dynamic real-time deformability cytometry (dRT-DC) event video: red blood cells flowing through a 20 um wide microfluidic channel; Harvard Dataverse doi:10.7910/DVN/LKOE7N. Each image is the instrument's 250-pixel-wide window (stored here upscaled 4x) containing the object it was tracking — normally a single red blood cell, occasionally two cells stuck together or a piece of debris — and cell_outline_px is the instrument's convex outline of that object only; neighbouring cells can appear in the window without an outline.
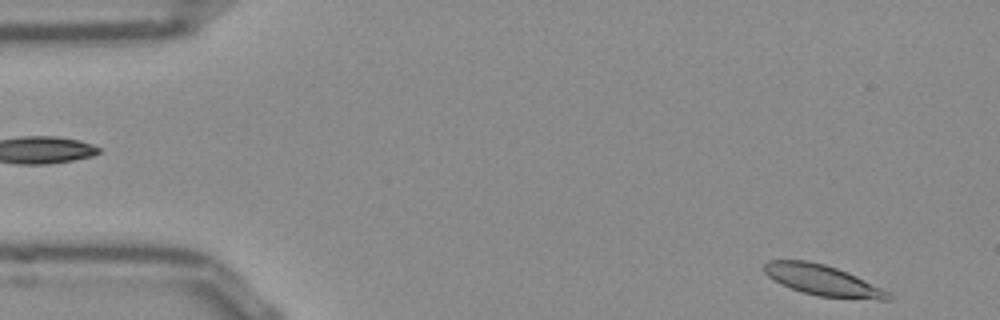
{"species": "Egyptian fruit bat (a non-hibernating species)", "species_latin": "Rousettus aegyptiacus", "temperature_condition": "room temperature", "stored_images_in_passage": 50, "camera_frame_rate_fps": 3000, "um_per_image_px": 0.085, "frame": {"image": 1, "passage_image": 1, "time_ms": 0.0, "image_size_px": [1000, 320], "cell_outline_px": [[892, 300], [880, 300], [816, 296], [800, 292], [768, 276], [764, 272], [764, 264], [768, 260], [808, 260], [824, 264], [836, 268], [856, 276], [888, 292], [892, 296]], "centroid_in_image_um": [69.92, 23.83], "position_along_channel_um": 15.1, "area_um2": 21.85}}
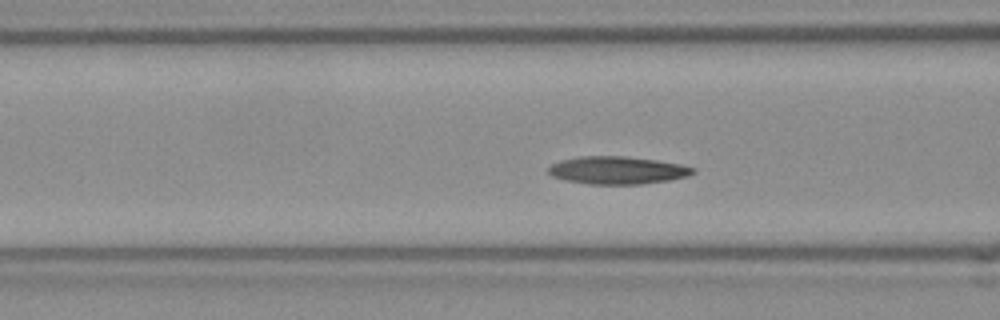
{"frame": {"image": 2, "passage_image": 17, "time_ms": 5.333, "image_size_px": [1000, 320], "cell_outline_px": [[696, 172], [688, 176], [668, 180], [640, 184], [588, 184], [568, 180], [552, 176], [548, 172], [548, 168], [552, 164], [560, 160], [580, 156], [624, 156], [656, 160], [680, 164], [696, 168]], "centroid_in_image_um": [52.49, 14.46], "position_along_channel_um": 114.1, "area_um2": 23.24}}
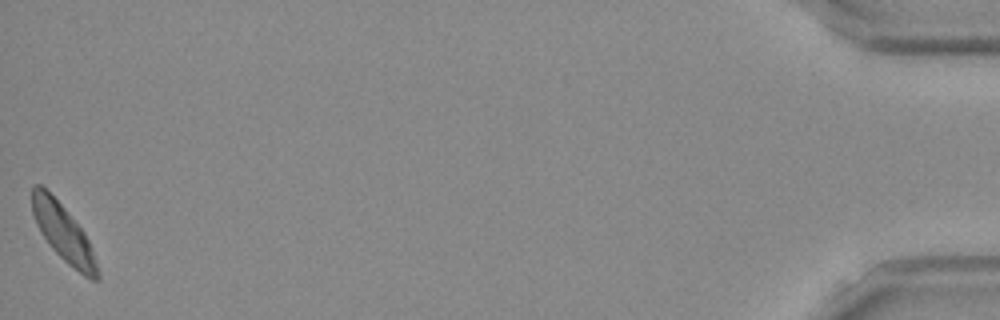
{"frame": {"image": 3, "passage_image": 50, "time_ms": 16.333, "image_size_px": [1000, 320], "cell_outline_px": [[100, 280], [92, 280], [84, 276], [68, 264], [52, 248], [40, 232], [36, 224], [32, 212], [32, 184], [40, 184], [64, 208], [84, 232], [88, 240], [96, 260], [100, 276]], "centroid_in_image_um": [5.38, 19.83], "position_along_channel_um": 429.8, "area_um2": 21.33}, "authors_computed_cell_mechanics": {"area_um2": 22.4842, "velocity_mm_per_s": 3.7893, "shape_relaxation_time_tau1_ms": 9.0305, "shape_relaxation_time_tau2_ms": null, "deformation_change_tau1": 0.1544, "deformation_change_tau2": null}}